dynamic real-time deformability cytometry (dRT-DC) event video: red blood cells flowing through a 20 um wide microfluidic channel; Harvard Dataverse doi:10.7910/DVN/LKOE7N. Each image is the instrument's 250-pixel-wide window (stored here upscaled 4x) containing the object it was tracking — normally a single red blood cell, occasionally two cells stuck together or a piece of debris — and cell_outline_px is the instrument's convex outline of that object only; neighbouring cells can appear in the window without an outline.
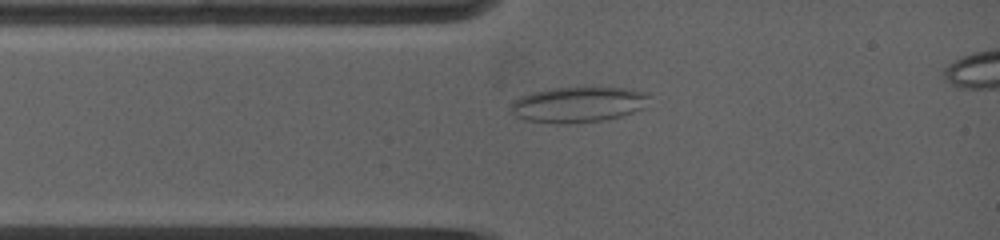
{"species": "common noctule bat (a hibernating species)", "species_latin": "Nyctalus noctula", "temperature_condition": "warm", "stored_images_in_passage": 10, "camera_frame_rate_fps": 5000, "um_per_image_px": 0.085, "animal": {"sex": "female", "body_mass_g": 19.0, "forearm_length_mm": 53.3}, "frame": {"image": 1, "passage_image": 6, "time_ms": 1.8, "image_size_px": [1000, 240], "cell_outline_px": [[652, 96], [644, 108], [620, 116], [604, 120], [568, 124], [560, 124], [524, 120], [508, 112], [508, 108], [512, 100], [532, 92], [552, 88], [584, 84], [624, 88], [648, 92]], "centroid_in_image_um": [49.14, 8.84], "position_along_channel_um": 35.9, "area_um2": 30.06}}
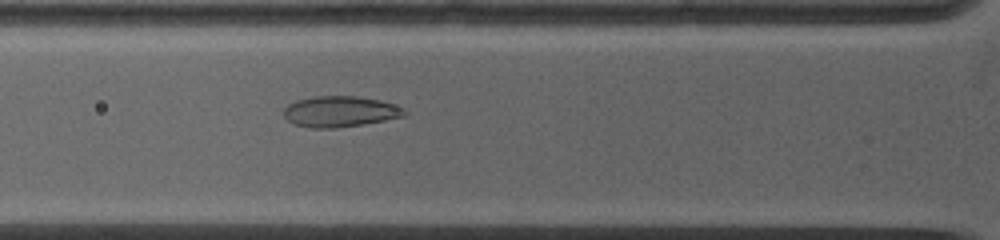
{"frame": {"image": 2, "passage_image": 10, "time_ms": 3.4, "image_size_px": [1000, 240], "cell_outline_px": [[408, 116], [336, 128], [312, 128], [296, 124], [288, 120], [284, 116], [284, 108], [288, 104], [296, 100], [312, 96], [356, 96], [380, 100], [404, 108], [408, 112]], "centroid_in_image_um": [28.92, 9.47], "position_along_channel_um": 96.9, "area_um2": 21.68}}